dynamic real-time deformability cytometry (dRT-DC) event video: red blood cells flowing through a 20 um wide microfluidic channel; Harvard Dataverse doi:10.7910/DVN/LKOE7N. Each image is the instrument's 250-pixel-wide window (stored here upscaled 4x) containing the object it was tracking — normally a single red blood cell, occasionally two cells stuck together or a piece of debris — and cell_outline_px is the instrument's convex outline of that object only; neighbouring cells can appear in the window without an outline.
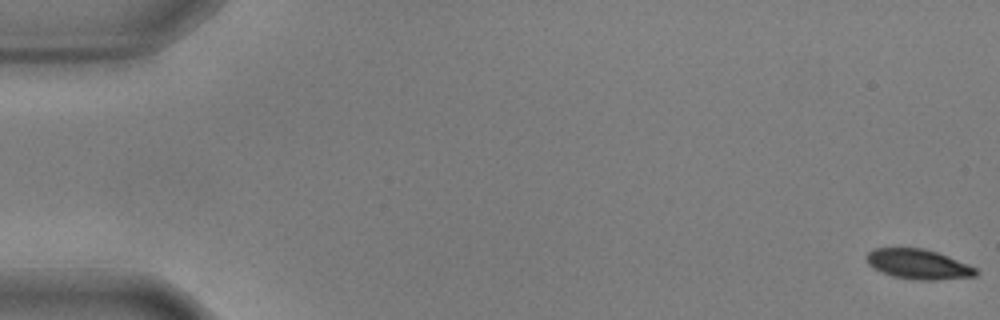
{"species": "common noctule bat (a hibernating species)", "species_latin": "Nyctalus noctula", "temperature_condition": "warm", "stored_images_in_passage": 57, "camera_frame_rate_fps": 3000, "um_per_image_px": 0.085, "animal": {"sex": "male", "body_mass_g": 17.9, "forearm_length_mm": 54.2}, "frame": {"image": 1, "passage_image": 1, "time_ms": 0.0, "image_size_px": [1000, 320], "cell_outline_px": [[980, 272], [976, 276], [936, 280], [920, 280], [892, 276], [880, 272], [868, 264], [864, 256], [868, 252], [876, 248], [920, 248], [936, 252], [976, 268]], "centroid_in_image_um": [78.02, 22.46], "position_along_channel_um": 7.0, "area_um2": 18.9}}
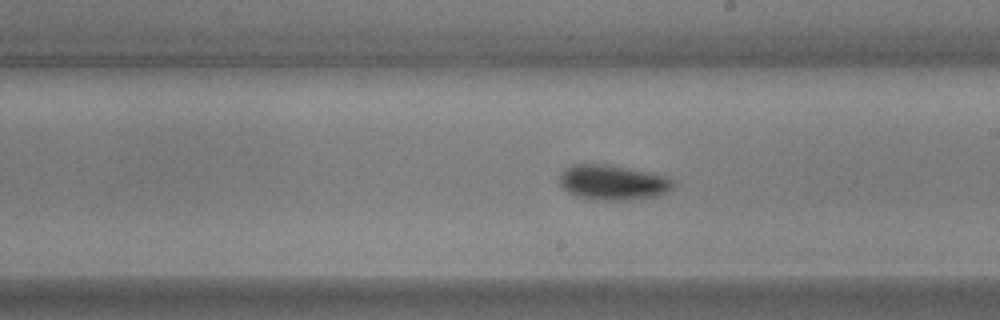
{"frame": {"image": 2, "passage_image": 33, "time_ms": 10.667, "image_size_px": [1000, 320], "cell_outline_px": [[672, 188], [668, 192], [660, 196], [632, 200], [600, 200], [576, 196], [568, 192], [560, 184], [560, 172], [564, 168], [572, 164], [608, 164], [648, 172], [664, 176], [672, 180]], "centroid_in_image_um": [52.07, 15.51], "position_along_channel_um": 236.9, "area_um2": 23.29}}
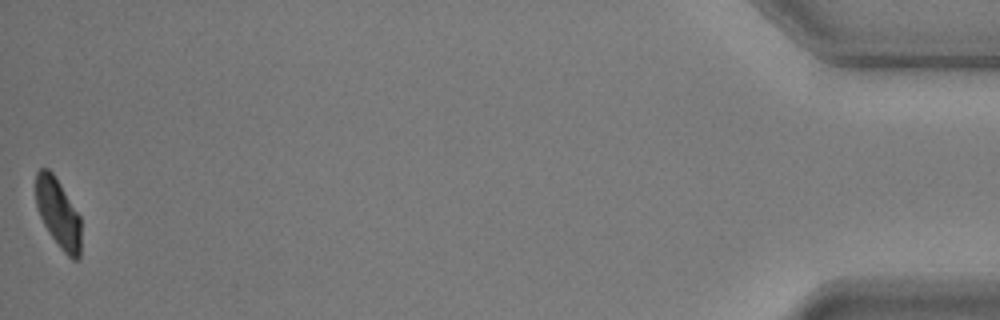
{"frame": {"image": 3, "passage_image": 57, "time_ms": 18.667, "image_size_px": [1000, 320], "cell_outline_px": [[80, 256], [76, 260], [72, 260], [60, 248], [48, 232], [40, 216], [36, 204], [36, 172], [40, 168], [48, 168], [52, 172], [60, 184], [80, 216]], "centroid_in_image_um": [4.94, 18.13], "position_along_channel_um": 430.3, "area_um2": 18.09}, "authors_computed_cell_mechanics": {"area_um2": 20.3456, "velocity_mm_per_s": 3.5694, "shape_relaxation_time_tau1_ms": 2.3558, "shape_relaxation_time_tau2_ms": null, "deformation_change_tau1": 0.144, "deformation_change_tau2": null}}